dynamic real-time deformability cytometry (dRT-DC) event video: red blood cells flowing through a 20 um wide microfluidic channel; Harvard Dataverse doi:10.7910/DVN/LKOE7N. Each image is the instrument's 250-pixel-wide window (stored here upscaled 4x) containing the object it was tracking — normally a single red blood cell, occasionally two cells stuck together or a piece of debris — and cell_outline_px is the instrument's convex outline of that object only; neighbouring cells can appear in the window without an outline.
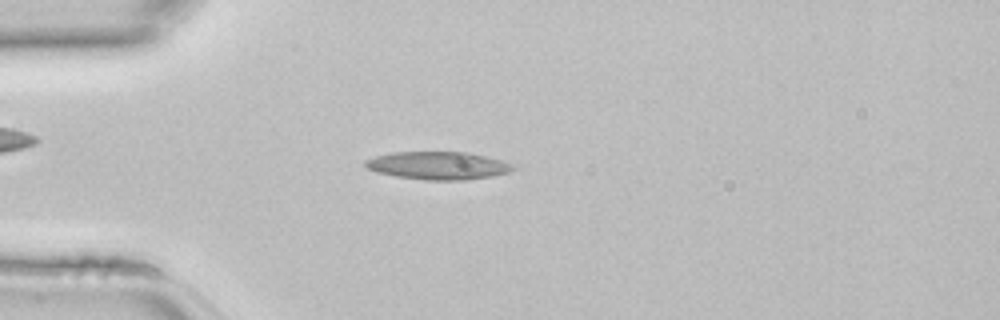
{"species": "common noctule bat (a hibernating species)", "species_latin": "Nyctalus noctula", "temperature_condition": "room temperature", "stored_images_in_passage": 44, "camera_frame_rate_fps": 3000, "um_per_image_px": 0.085, "animal": {"sex": "female", "body_mass_g": 22.7, "forearm_length_mm": 54.2}, "frame": {"image": 1, "passage_image": 11, "time_ms": 3.333, "image_size_px": [1000, 320], "cell_outline_px": [[516, 168], [512, 172], [492, 176], [464, 180], [424, 180], [396, 176], [376, 172], [368, 168], [364, 164], [364, 160], [376, 156], [392, 152], [464, 152], [484, 156], [500, 160], [512, 164]], "centroid_in_image_um": [37.23, 14.08], "position_along_channel_um": 47.8, "area_um2": 23.93}}
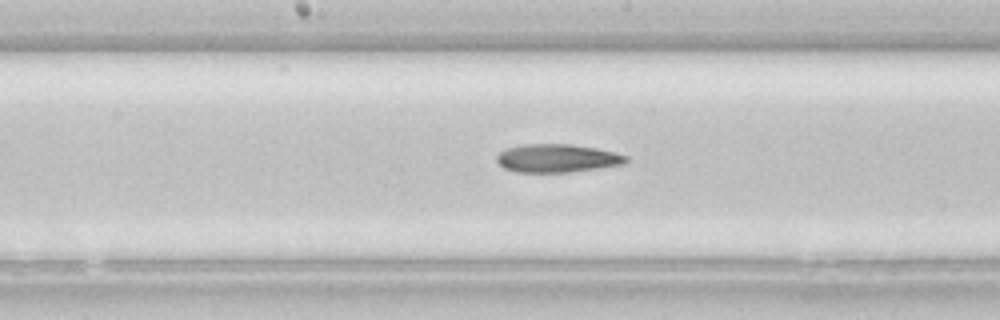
{"frame": {"image": 2, "passage_image": 22, "time_ms": 7.0, "image_size_px": [1000, 320], "cell_outline_px": [[628, 160], [624, 164], [568, 172], [516, 172], [504, 168], [496, 160], [496, 156], [500, 152], [508, 148], [524, 144], [568, 144], [596, 148], [616, 152], [628, 156]], "centroid_in_image_um": [47.36, 13.45], "position_along_channel_um": 200.8, "area_um2": 21.15}}
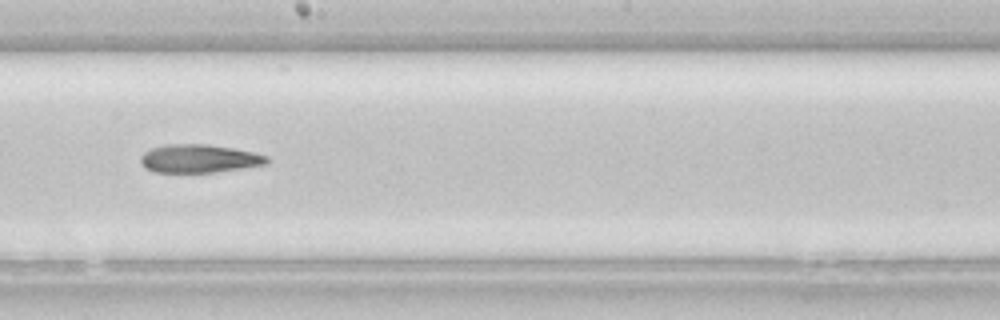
{"frame": {"image": 3, "passage_image": 24, "time_ms": 7.667, "image_size_px": [1000, 320], "cell_outline_px": [[268, 164], [216, 172], [156, 172], [144, 168], [140, 160], [140, 156], [144, 152], [152, 148], [168, 144], [208, 144], [232, 148], [252, 152], [268, 156]], "centroid_in_image_um": [16.91, 13.48], "position_along_channel_um": 231.3, "area_um2": 20.75}}